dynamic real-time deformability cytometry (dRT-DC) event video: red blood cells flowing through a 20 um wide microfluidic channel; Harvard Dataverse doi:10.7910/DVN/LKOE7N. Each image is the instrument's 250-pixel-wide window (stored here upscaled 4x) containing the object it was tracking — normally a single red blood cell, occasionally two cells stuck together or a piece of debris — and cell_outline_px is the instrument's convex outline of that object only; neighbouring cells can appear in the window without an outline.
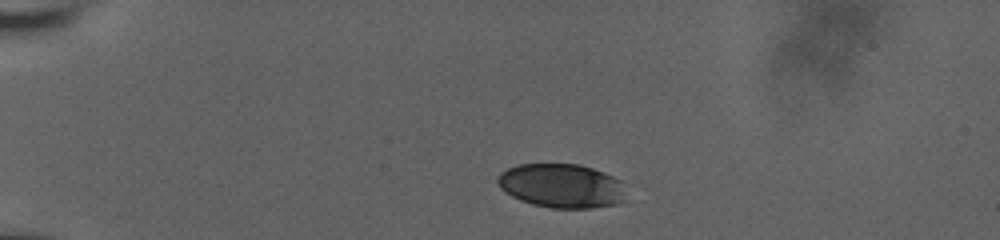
{"species": "human", "species_latin": "Homo sapiens", "temperature_condition": "room temperature", "stored_images_in_passage": 46, "camera_frame_rate_fps": 3000, "um_per_image_px": 0.085, "donor": {"sex": "male"}, "frame": {"image": 1, "passage_image": 1, "time_ms": 0.0, "image_size_px": [1000, 240], "cell_outline_px": [[624, 200], [620, 204], [592, 208], [552, 208], [532, 204], [520, 200], [504, 192], [500, 188], [496, 180], [496, 176], [500, 172], [508, 168], [520, 164], [580, 164], [604, 172], [620, 180]], "centroid_in_image_um": [47.69, 15.79], "position_along_channel_um": 37.3, "area_um2": 33.06}}
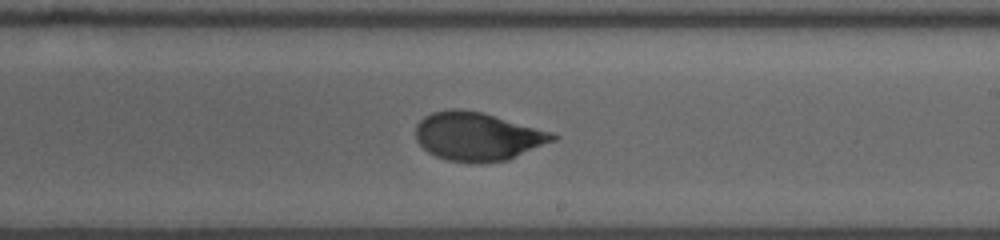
{"frame": {"image": 2, "passage_image": 24, "time_ms": 7.667, "image_size_px": [1000, 240], "cell_outline_px": [[560, 136], [556, 140], [508, 160], [484, 164], [480, 164], [448, 160], [436, 156], [428, 152], [416, 140], [416, 124], [424, 116], [432, 112], [452, 108], [460, 108], [484, 112], [552, 132]], "centroid_in_image_um": [40.61, 11.59], "position_along_channel_um": 248.4, "area_um2": 39.13}}
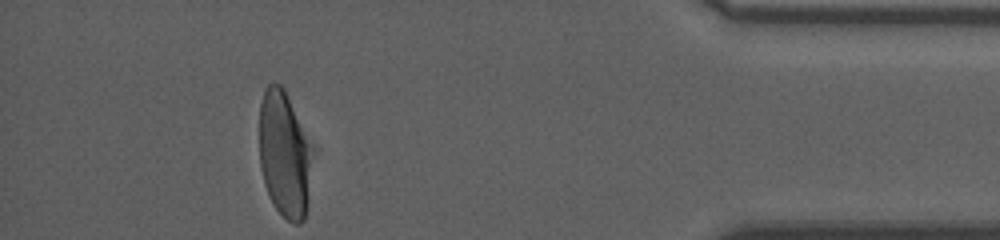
{"frame": {"image": 3, "passage_image": 41, "time_ms": 13.333, "image_size_px": [1000, 240], "cell_outline_px": [[308, 200], [304, 220], [300, 224], [292, 224], [276, 208], [264, 184], [260, 168], [260, 104], [264, 88], [268, 84], [280, 84], [284, 88], [288, 96], [304, 140]], "centroid_in_image_um": [24.04, 13.14], "position_along_channel_um": 411.2, "area_um2": 36.24}, "authors_computed_cell_mechanics": {"area_um2": 38.1191, "velocity_mm_per_s": 3.6434, "shape_relaxation_time_tau1_ms": 4.3568, "shape_relaxation_time_tau2_ms": null, "deformation_change_tau1": 0.1613, "deformation_change_tau2": null}}